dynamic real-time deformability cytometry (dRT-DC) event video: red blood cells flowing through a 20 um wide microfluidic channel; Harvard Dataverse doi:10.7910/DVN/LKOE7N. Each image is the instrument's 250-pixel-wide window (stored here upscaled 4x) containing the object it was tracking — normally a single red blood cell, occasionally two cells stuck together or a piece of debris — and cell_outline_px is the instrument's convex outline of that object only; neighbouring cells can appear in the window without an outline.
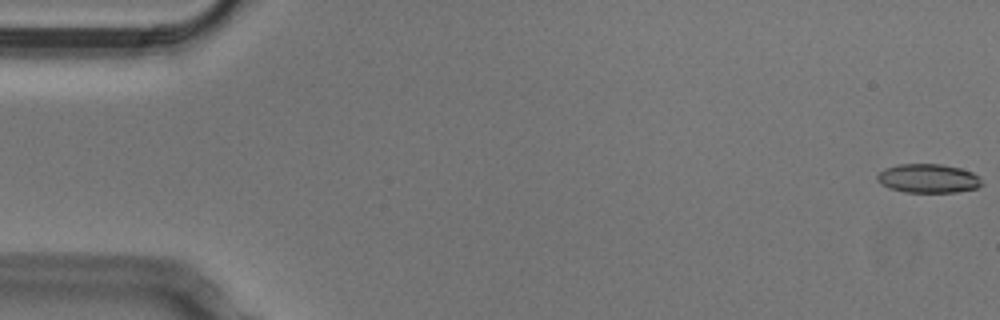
{"species": "Egyptian fruit bat (a non-hibernating species)", "species_latin": "Rousettus aegyptiacus", "temperature_condition": "cold", "stored_images_in_passage": 53, "camera_frame_rate_fps": 3000, "um_per_image_px": 0.085, "animal": {"sex": "male"}, "frame": {"image": 1, "passage_image": 1, "time_ms": 0.0, "image_size_px": [1000, 320], "cell_outline_px": [[980, 184], [976, 188], [956, 192], [904, 192], [888, 188], [880, 184], [876, 180], [876, 176], [884, 168], [900, 164], [940, 164], [960, 168], [972, 172], [980, 180]], "centroid_in_image_um": [78.82, 15.17], "position_along_channel_um": 6.2, "area_um2": 17.51}}
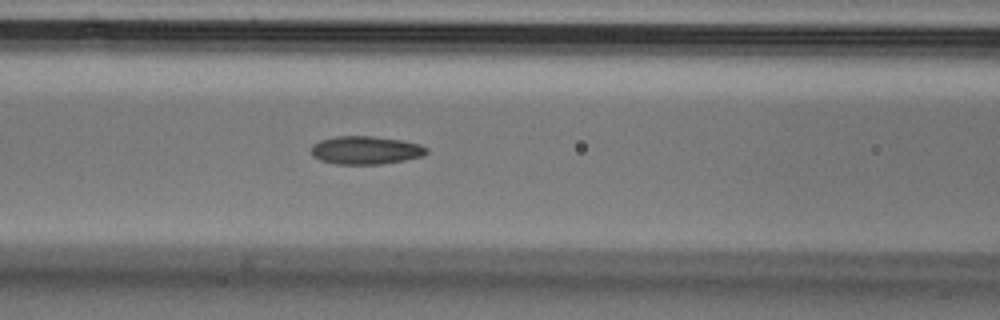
{"frame": {"image": 2, "passage_image": 22, "time_ms": 7.0, "image_size_px": [1000, 320], "cell_outline_px": [[428, 152], [424, 156], [404, 160], [380, 164], [336, 164], [320, 160], [312, 156], [312, 144], [320, 140], [336, 136], [372, 136], [404, 140], [420, 144], [428, 148]], "centroid_in_image_um": [31.1, 12.76], "position_along_channel_um": 135.5, "area_um2": 19.07}}
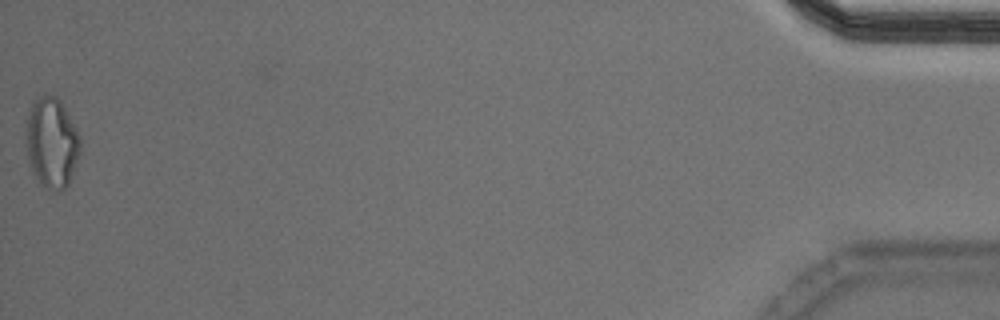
{"frame": {"image": 3, "passage_image": 53, "time_ms": 17.333, "image_size_px": [1000, 320], "cell_outline_px": [[80, 152], [68, 184], [64, 188], [48, 188], [36, 176], [28, 160], [24, 144], [24, 132], [32, 104], [40, 96], [56, 96], [60, 100], [76, 128], [80, 136]], "centroid_in_image_um": [4.38, 12.08], "position_along_channel_um": 430.8, "area_um2": 28.03}, "authors_computed_cell_mechanics": {"area_um2": 18.7272, "velocity_mm_per_s": 3.8004, "shape_relaxation_time_tau1_ms": null, "shape_relaxation_time_tau2_ms": 2.4689, "deformation_change_tau1": null, "deformation_change_tau2": 0.0902}}